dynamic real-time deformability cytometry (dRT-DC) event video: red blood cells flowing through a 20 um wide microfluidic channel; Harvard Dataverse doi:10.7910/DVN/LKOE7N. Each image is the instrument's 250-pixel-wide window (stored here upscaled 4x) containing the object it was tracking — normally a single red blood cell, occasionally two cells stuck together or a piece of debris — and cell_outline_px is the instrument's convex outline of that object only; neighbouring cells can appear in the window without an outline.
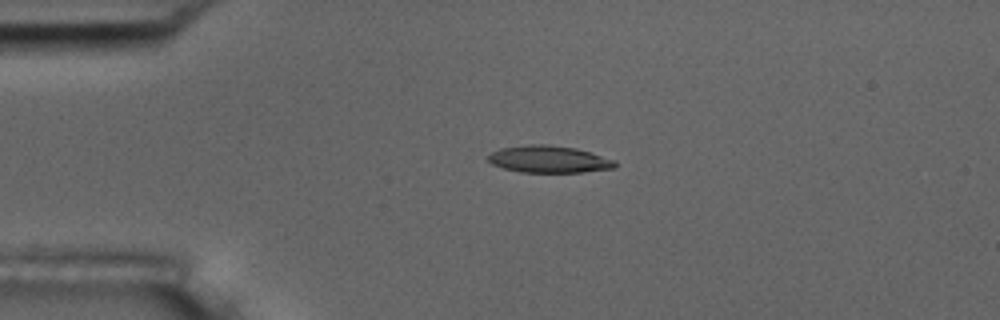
{"species": "common noctule bat (a hibernating species)", "species_latin": "Nyctalus noctula", "temperature_condition": "room temperature", "stored_images_in_passage": 5, "segment_of_instrument_passage": [1, 2], "camera_frame_rate_fps": 3000, "um_per_image_px": 0.085, "animal": {"sex": "male", "body_mass_g": 17.5, "forearm_length_mm": 52.3}, "frame": {"image": 1, "passage_image": 3, "time_ms": 2.333, "image_size_px": [1000, 320], "cell_outline_px": [[616, 168], [584, 172], [520, 172], [504, 168], [492, 164], [488, 160], [488, 156], [492, 152], [500, 148], [528, 144], [548, 144], [576, 148], [616, 160]], "centroid_in_image_um": [46.67, 13.53], "position_along_channel_um": 38.3, "area_um2": 20.06}}